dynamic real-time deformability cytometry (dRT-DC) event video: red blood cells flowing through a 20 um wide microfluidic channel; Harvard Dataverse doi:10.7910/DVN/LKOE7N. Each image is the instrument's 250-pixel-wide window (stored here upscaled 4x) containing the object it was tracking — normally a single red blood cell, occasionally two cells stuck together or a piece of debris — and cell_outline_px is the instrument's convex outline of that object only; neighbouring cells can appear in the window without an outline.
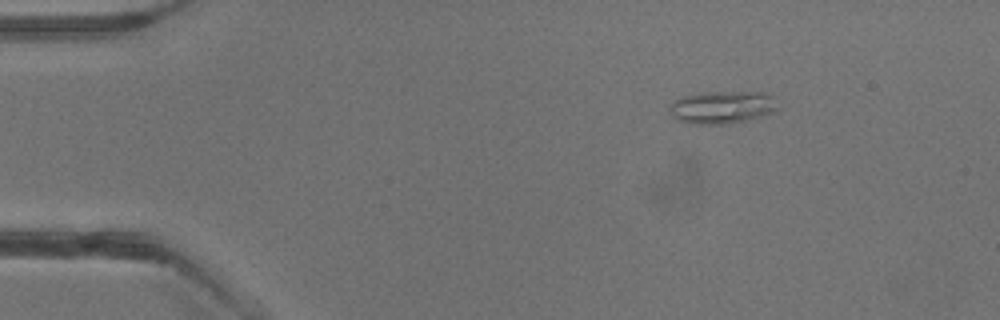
{"species": "common noctule bat (a hibernating species)", "species_latin": "Nyctalus noctula", "temperature_condition": "warm", "stored_images_in_passage": 2, "camera_frame_rate_fps": 3000, "um_per_image_px": 0.085, "animal": {"sex": "male", "body_mass_g": 13.3}, "frame": {"image": 1, "passage_image": 1, "time_ms": 0.0, "image_size_px": [1000, 320], "cell_outline_px": [[780, 108], [772, 112], [760, 116], [732, 124], [692, 124], [676, 120], [668, 112], [668, 104], [672, 100], [696, 92], [764, 92], [772, 96]], "centroid_in_image_um": [61.31, 9.11], "position_along_channel_um": 23.7, "area_um2": 21.04}}